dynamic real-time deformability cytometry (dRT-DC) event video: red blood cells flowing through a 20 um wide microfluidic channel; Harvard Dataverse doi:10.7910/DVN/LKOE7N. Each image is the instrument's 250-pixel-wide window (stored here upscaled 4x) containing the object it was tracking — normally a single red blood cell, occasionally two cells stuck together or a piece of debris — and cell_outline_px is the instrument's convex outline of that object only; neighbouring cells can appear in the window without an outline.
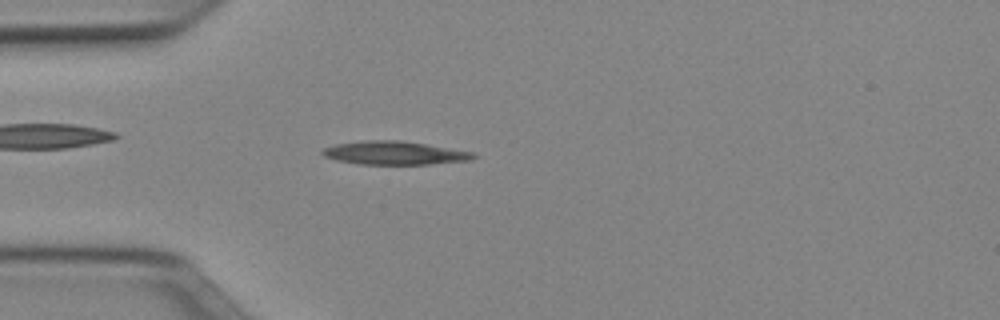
{"species": "Egyptian fruit bat (a non-hibernating species)", "species_latin": "Rousettus aegyptiacus", "temperature_condition": "cold", "stored_images_in_passage": 50, "camera_frame_rate_fps": 3000, "um_per_image_px": 0.085, "animal": {"sex": "female"}, "frame": {"image": 1, "passage_image": 13, "time_ms": 4.0, "image_size_px": [1000, 320], "cell_outline_px": [[476, 156], [472, 160], [432, 164], [356, 164], [336, 160], [324, 156], [320, 152], [324, 148], [336, 144], [364, 140], [400, 140], [472, 152]], "centroid_in_image_um": [33.49, 13.01], "position_along_channel_um": 51.5, "area_um2": 20.46}}
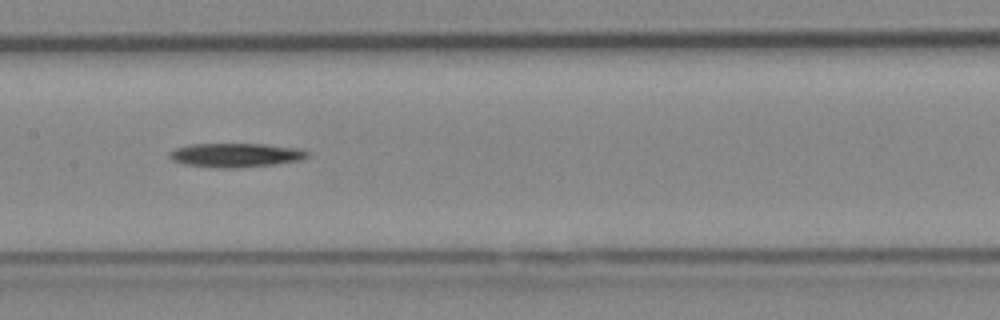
{"frame": {"image": 2, "passage_image": 24, "time_ms": 7.667, "image_size_px": [1000, 320], "cell_outline_px": [[308, 156], [300, 160], [272, 164], [240, 168], [216, 168], [184, 164], [172, 160], [168, 156], [168, 152], [176, 148], [188, 144], [264, 144], [296, 148], [308, 152]], "centroid_in_image_um": [19.96, 13.19], "position_along_channel_um": 187.4, "area_um2": 19.25}}
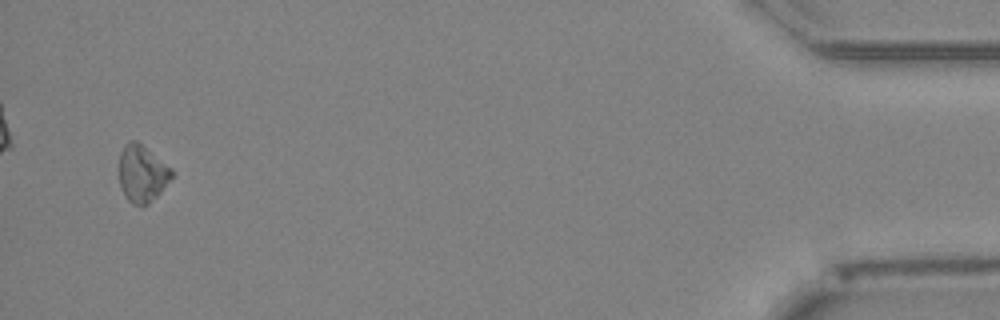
{"frame": {"image": 3, "passage_image": 48, "time_ms": 15.667, "image_size_px": [1000, 320], "cell_outline_px": [[172, 176], [160, 192], [148, 204], [132, 204], [124, 196], [120, 184], [120, 152], [124, 144], [132, 140], [136, 140], [172, 168]], "centroid_in_image_um": [12.06, 14.74], "position_along_channel_um": 423.1, "area_um2": 17.17}, "authors_computed_cell_mechanics": {"area_um2": 18.6405, "velocity_mm_per_s": 3.9722, "shape_relaxation_time_tau1_ms": 5.5266, "shape_relaxation_time_tau2_ms": null, "deformation_change_tau1": 0.1239, "deformation_change_tau2": null}}